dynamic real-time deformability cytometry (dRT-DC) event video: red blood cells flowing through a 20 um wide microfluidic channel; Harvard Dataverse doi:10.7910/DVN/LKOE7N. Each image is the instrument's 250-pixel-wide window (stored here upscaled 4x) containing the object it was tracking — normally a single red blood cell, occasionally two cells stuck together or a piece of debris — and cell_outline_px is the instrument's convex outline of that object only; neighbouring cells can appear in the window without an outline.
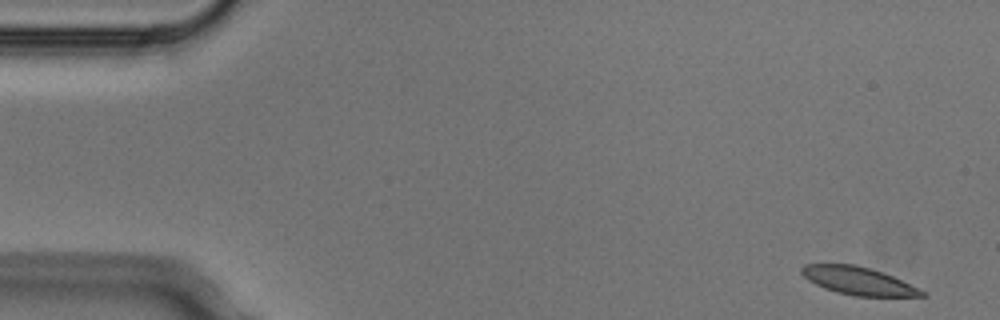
{"species": "Egyptian fruit bat (a non-hibernating species)", "species_latin": "Rousettus aegyptiacus", "temperature_condition": "cold", "stored_images_in_passage": 4, "camera_frame_rate_fps": 3000, "um_per_image_px": 0.085, "animal": {"sex": "male"}, "frame": {"image": 1, "passage_image": 1, "time_ms": 0.0, "image_size_px": [1000, 320], "cell_outline_px": [[928, 296], [856, 296], [836, 292], [824, 288], [808, 280], [800, 272], [800, 268], [804, 264], [856, 264], [872, 268], [892, 276], [928, 292]], "centroid_in_image_um": [72.96, 23.86], "position_along_channel_um": 12.0, "area_um2": 19.59}}
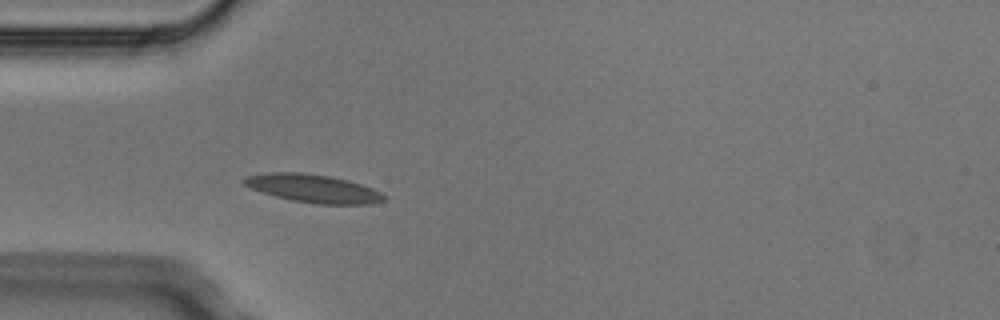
{"frame": {"image": 2, "passage_image": 4, "time_ms": 1.0, "image_size_px": [1000, 320], "cell_outline_px": [[384, 200], [368, 204], [316, 204], [292, 200], [260, 192], [244, 184], [240, 180], [244, 176], [268, 172], [300, 172], [328, 176], [348, 180], [372, 188], [380, 192], [384, 196]], "centroid_in_image_um": [26.56, 16.01], "position_along_channel_um": 58.4, "area_um2": 22.83}}